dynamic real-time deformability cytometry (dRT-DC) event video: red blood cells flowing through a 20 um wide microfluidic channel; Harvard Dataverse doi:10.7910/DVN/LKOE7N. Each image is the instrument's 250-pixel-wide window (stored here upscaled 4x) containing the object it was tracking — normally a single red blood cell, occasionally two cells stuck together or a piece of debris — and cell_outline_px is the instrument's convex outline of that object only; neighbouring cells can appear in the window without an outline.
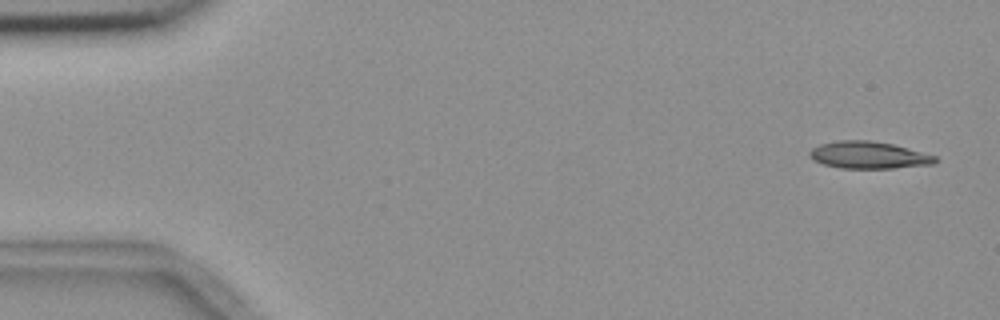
{"species": "common noctule bat (a hibernating species)", "species_latin": "Nyctalus noctula", "temperature_condition": "room temperature", "stored_images_in_passage": 51, "camera_frame_rate_fps": 3000, "um_per_image_px": 0.085, "animal": {"sex": "female", "body_mass_g": 18.4}, "frame": {"image": 1, "passage_image": 1, "time_ms": 0.0, "image_size_px": [1000, 320], "cell_outline_px": [[940, 160], [932, 164], [896, 168], [840, 168], [824, 164], [808, 156], [808, 152], [812, 148], [820, 144], [836, 140], [868, 140], [892, 144], [908, 148], [936, 156]], "centroid_in_image_um": [73.84, 13.18], "position_along_channel_um": 11.2, "area_um2": 19.83}}
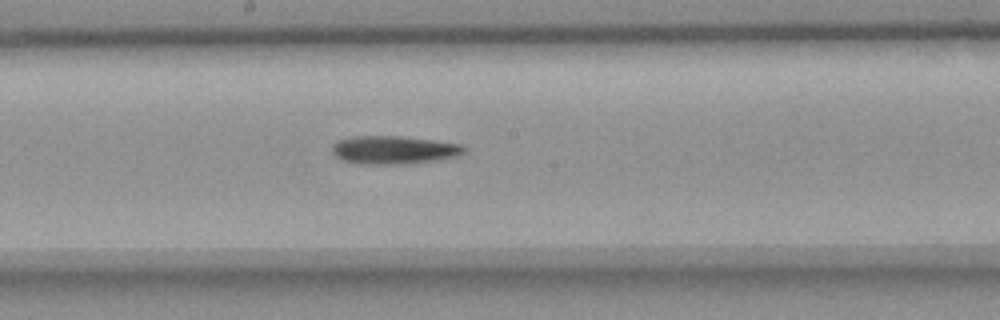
{"frame": {"image": 2, "passage_image": 28, "time_ms": 9.0, "image_size_px": [1000, 320], "cell_outline_px": [[468, 148], [460, 156], [440, 160], [412, 164], [360, 164], [344, 160], [336, 156], [332, 152], [332, 144], [336, 140], [352, 136], [400, 136], [432, 140], [460, 144]], "centroid_in_image_um": [33.5, 12.75], "position_along_channel_um": 214.7, "area_um2": 22.02}}
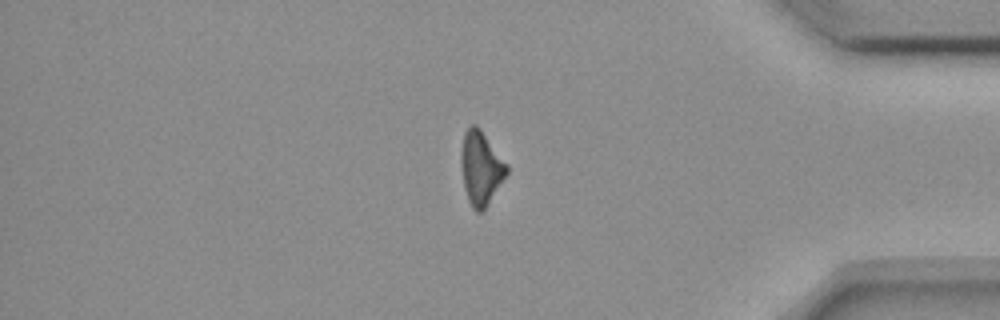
{"frame": {"image": 3, "passage_image": 45, "time_ms": 14.667, "image_size_px": [1000, 320], "cell_outline_px": [[508, 172], [484, 212], [476, 212], [472, 208], [468, 200], [464, 188], [460, 164], [460, 152], [464, 132], [472, 124], [476, 124], [480, 128], [508, 164]], "centroid_in_image_um": [40.87, 14.29], "position_along_channel_um": 394.3, "area_um2": 19.94}}